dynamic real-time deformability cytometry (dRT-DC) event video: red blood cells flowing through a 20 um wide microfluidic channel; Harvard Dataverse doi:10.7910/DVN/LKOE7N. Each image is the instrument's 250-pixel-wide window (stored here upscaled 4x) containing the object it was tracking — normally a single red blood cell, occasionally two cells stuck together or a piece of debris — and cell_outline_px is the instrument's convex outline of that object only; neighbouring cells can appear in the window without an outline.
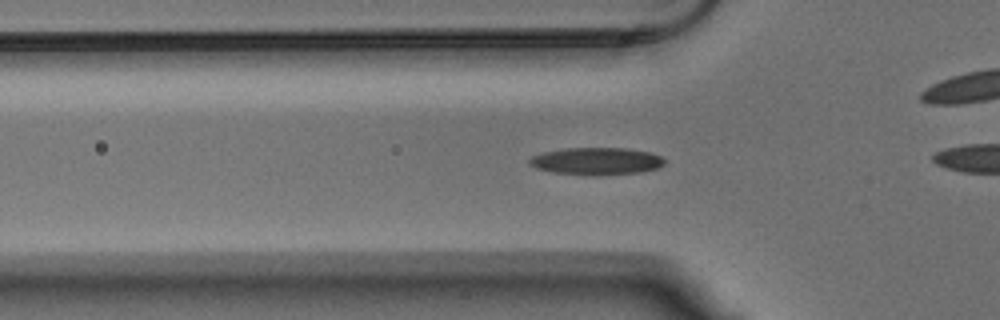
{"species": "Egyptian fruit bat (a non-hibernating species)", "species_latin": "Rousettus aegyptiacus", "temperature_condition": "warm", "stored_images_in_passage": 40, "camera_frame_rate_fps": 3000, "um_per_image_px": 0.085, "animal": {"sex": "male"}, "frame": {"image": 1, "passage_image": 10, "time_ms": 3.0, "image_size_px": [1000, 320], "cell_outline_px": [[664, 164], [660, 168], [640, 172], [600, 176], [592, 176], [552, 172], [536, 168], [528, 164], [528, 160], [532, 156], [544, 152], [568, 148], [628, 148], [652, 152], [660, 156], [664, 160]], "centroid_in_image_um": [50.72, 13.71], "position_along_channel_um": 75.1, "area_um2": 21.79}}
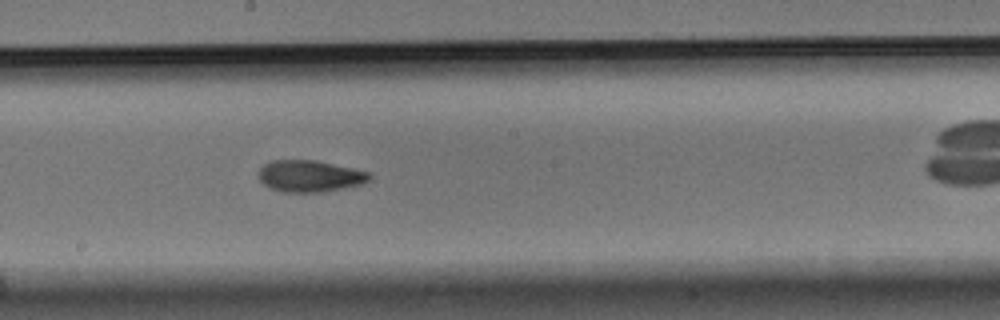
{"frame": {"image": 2, "passage_image": 22, "time_ms": 7.0, "image_size_px": [1000, 320], "cell_outline_px": [[372, 176], [368, 180], [360, 184], [344, 188], [320, 192], [284, 192], [268, 188], [260, 180], [256, 172], [264, 164], [272, 160], [316, 160], [352, 168], [368, 172]], "centroid_in_image_um": [26.27, 14.96], "position_along_channel_um": 221.9, "area_um2": 20.46}}
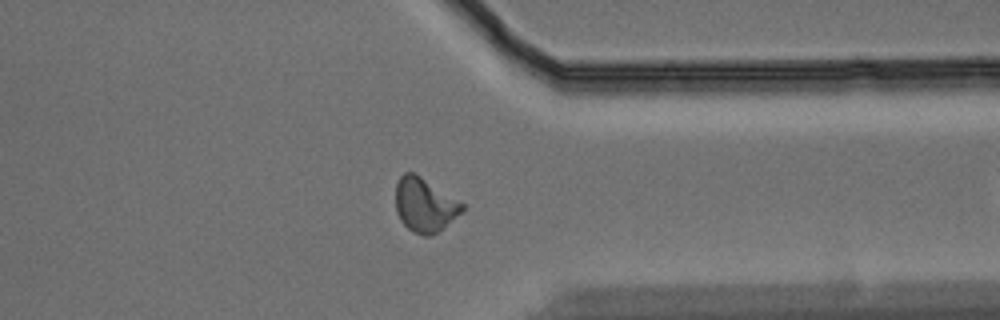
{"frame": {"image": 3, "passage_image": 35, "time_ms": 11.333, "image_size_px": [1000, 320], "cell_outline_px": [[464, 212], [444, 228], [428, 236], [424, 236], [412, 232], [400, 220], [396, 212], [396, 184], [400, 176], [404, 172], [412, 172], [420, 176], [464, 204]], "centroid_in_image_um": [36.1, 17.44], "position_along_channel_um": 375.3, "area_um2": 20.92}}